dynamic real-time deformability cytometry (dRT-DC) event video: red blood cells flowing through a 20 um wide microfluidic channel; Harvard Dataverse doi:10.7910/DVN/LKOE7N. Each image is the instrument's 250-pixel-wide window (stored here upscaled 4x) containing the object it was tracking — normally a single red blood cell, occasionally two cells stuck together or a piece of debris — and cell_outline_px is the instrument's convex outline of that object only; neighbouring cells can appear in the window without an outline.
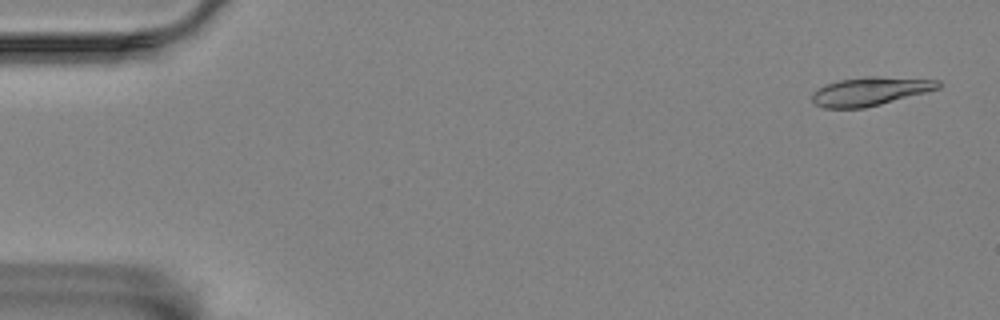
{"species": "Egyptian fruit bat (a non-hibernating species)", "species_latin": "Rousettus aegyptiacus", "temperature_condition": "room temperature", "stored_images_in_passage": 57, "camera_frame_rate_fps": 3000, "um_per_image_px": 0.085, "animal": {"sex": "female"}, "frame": {"image": 1, "passage_image": 2, "time_ms": 0.333, "image_size_px": [1000, 320], "cell_outline_px": [[940, 88], [880, 104], [864, 108], [824, 108], [816, 104], [812, 100], [812, 92], [828, 84], [840, 80], [868, 76], [876, 76], [940, 80]], "centroid_in_image_um": [73.96, 7.76], "position_along_channel_um": 11.0, "area_um2": 20.63}}
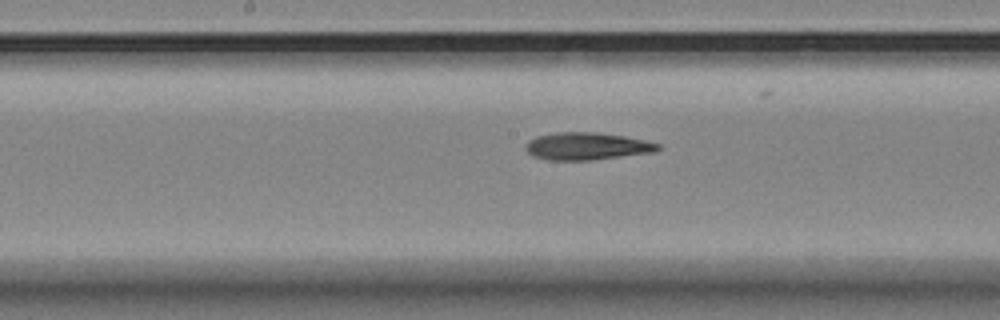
{"frame": {"image": 2, "passage_image": 29, "time_ms": 9.333, "image_size_px": [1000, 320], "cell_outline_px": [[660, 148], [656, 152], [588, 160], [548, 160], [532, 156], [524, 148], [528, 140], [536, 136], [556, 132], [596, 132], [624, 136], [644, 140], [660, 144]], "centroid_in_image_um": [49.85, 12.42], "position_along_channel_um": 198.3, "area_um2": 21.15}}
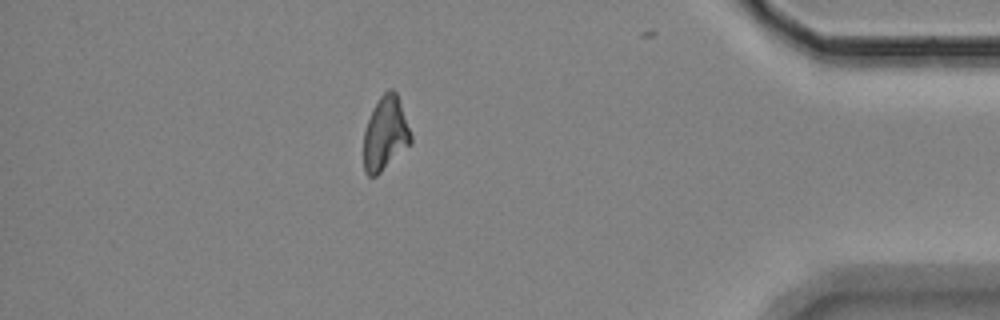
{"frame": {"image": 3, "passage_image": 50, "time_ms": 16.333, "image_size_px": [1000, 320], "cell_outline_px": [[412, 144], [376, 176], [368, 176], [364, 172], [364, 132], [372, 108], [380, 96], [388, 88], [392, 88], [396, 92], [412, 136]], "centroid_in_image_um": [32.75, 11.36], "position_along_channel_um": 402.4, "area_um2": 20.35}, "authors_computed_cell_mechanics": {"area_um2": 21.0392, "velocity_mm_per_s": 3.4709, "shape_relaxation_time_tau1_ms": 5.2248, "shape_relaxation_time_tau2_ms": 7.3255, "deformation_change_tau1": 0.1458, "deformation_change_tau2": 0.1683}}